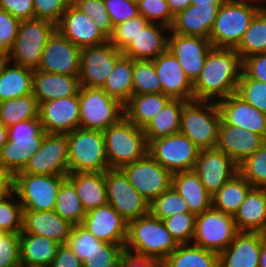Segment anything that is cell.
I'll use <instances>...</instances> for the list:
<instances>
[{
    "instance_id": "6da1fadb",
    "label": "cell",
    "mask_w": 266,
    "mask_h": 267,
    "mask_svg": "<svg viewBox=\"0 0 266 267\" xmlns=\"http://www.w3.org/2000/svg\"><path fill=\"white\" fill-rule=\"evenodd\" d=\"M242 60L233 48L213 47L193 82L194 100L219 101L236 93Z\"/></svg>"
},
{
    "instance_id": "7a4b0ae2",
    "label": "cell",
    "mask_w": 266,
    "mask_h": 267,
    "mask_svg": "<svg viewBox=\"0 0 266 267\" xmlns=\"http://www.w3.org/2000/svg\"><path fill=\"white\" fill-rule=\"evenodd\" d=\"M179 244L167 231L163 220L151 212L128 222L124 250L156 259H165Z\"/></svg>"
},
{
    "instance_id": "3957f363",
    "label": "cell",
    "mask_w": 266,
    "mask_h": 267,
    "mask_svg": "<svg viewBox=\"0 0 266 267\" xmlns=\"http://www.w3.org/2000/svg\"><path fill=\"white\" fill-rule=\"evenodd\" d=\"M46 134L40 119L24 120L8 127V140L0 152L2 170L12 176L22 171L29 158L41 148Z\"/></svg>"
},
{
    "instance_id": "277c9868",
    "label": "cell",
    "mask_w": 266,
    "mask_h": 267,
    "mask_svg": "<svg viewBox=\"0 0 266 267\" xmlns=\"http://www.w3.org/2000/svg\"><path fill=\"white\" fill-rule=\"evenodd\" d=\"M264 7L252 0H230L219 7L209 34L215 48H235L254 16Z\"/></svg>"
},
{
    "instance_id": "5b68a950",
    "label": "cell",
    "mask_w": 266,
    "mask_h": 267,
    "mask_svg": "<svg viewBox=\"0 0 266 267\" xmlns=\"http://www.w3.org/2000/svg\"><path fill=\"white\" fill-rule=\"evenodd\" d=\"M109 168L121 169L148 154V142L142 128L125 116L103 131Z\"/></svg>"
},
{
    "instance_id": "8992f818",
    "label": "cell",
    "mask_w": 266,
    "mask_h": 267,
    "mask_svg": "<svg viewBox=\"0 0 266 267\" xmlns=\"http://www.w3.org/2000/svg\"><path fill=\"white\" fill-rule=\"evenodd\" d=\"M221 115L215 101L191 100L183 105L180 132L200 150L216 147Z\"/></svg>"
},
{
    "instance_id": "52a82bcc",
    "label": "cell",
    "mask_w": 266,
    "mask_h": 267,
    "mask_svg": "<svg viewBox=\"0 0 266 267\" xmlns=\"http://www.w3.org/2000/svg\"><path fill=\"white\" fill-rule=\"evenodd\" d=\"M69 173L105 172L109 168L103 131L76 128L67 133Z\"/></svg>"
},
{
    "instance_id": "ba28073f",
    "label": "cell",
    "mask_w": 266,
    "mask_h": 267,
    "mask_svg": "<svg viewBox=\"0 0 266 267\" xmlns=\"http://www.w3.org/2000/svg\"><path fill=\"white\" fill-rule=\"evenodd\" d=\"M78 97L80 128L104 131L125 116L124 105L102 88L81 86Z\"/></svg>"
},
{
    "instance_id": "9c48e42d",
    "label": "cell",
    "mask_w": 266,
    "mask_h": 267,
    "mask_svg": "<svg viewBox=\"0 0 266 267\" xmlns=\"http://www.w3.org/2000/svg\"><path fill=\"white\" fill-rule=\"evenodd\" d=\"M55 31L56 24L48 20L38 18L20 20L17 37L7 53L9 61L36 70L43 49Z\"/></svg>"
},
{
    "instance_id": "30bf717a",
    "label": "cell",
    "mask_w": 266,
    "mask_h": 267,
    "mask_svg": "<svg viewBox=\"0 0 266 267\" xmlns=\"http://www.w3.org/2000/svg\"><path fill=\"white\" fill-rule=\"evenodd\" d=\"M67 175H33L16 173L13 176V191L23 210L52 211L62 182Z\"/></svg>"
},
{
    "instance_id": "8fae6325",
    "label": "cell",
    "mask_w": 266,
    "mask_h": 267,
    "mask_svg": "<svg viewBox=\"0 0 266 267\" xmlns=\"http://www.w3.org/2000/svg\"><path fill=\"white\" fill-rule=\"evenodd\" d=\"M199 151L181 132L148 143V154L172 174L193 170Z\"/></svg>"
},
{
    "instance_id": "7c38bea8",
    "label": "cell",
    "mask_w": 266,
    "mask_h": 267,
    "mask_svg": "<svg viewBox=\"0 0 266 267\" xmlns=\"http://www.w3.org/2000/svg\"><path fill=\"white\" fill-rule=\"evenodd\" d=\"M238 232L234 217L212 206L197 214L192 244L219 254Z\"/></svg>"
},
{
    "instance_id": "4fadbf2b",
    "label": "cell",
    "mask_w": 266,
    "mask_h": 267,
    "mask_svg": "<svg viewBox=\"0 0 266 267\" xmlns=\"http://www.w3.org/2000/svg\"><path fill=\"white\" fill-rule=\"evenodd\" d=\"M107 202L127 222L150 212L149 202L130 184L121 169L105 171Z\"/></svg>"
},
{
    "instance_id": "5bb4252c",
    "label": "cell",
    "mask_w": 266,
    "mask_h": 267,
    "mask_svg": "<svg viewBox=\"0 0 266 267\" xmlns=\"http://www.w3.org/2000/svg\"><path fill=\"white\" fill-rule=\"evenodd\" d=\"M130 184L149 202L172 187L173 174L149 154L121 168Z\"/></svg>"
},
{
    "instance_id": "9a60e30c",
    "label": "cell",
    "mask_w": 266,
    "mask_h": 267,
    "mask_svg": "<svg viewBox=\"0 0 266 267\" xmlns=\"http://www.w3.org/2000/svg\"><path fill=\"white\" fill-rule=\"evenodd\" d=\"M110 41L97 46L81 48L80 84L88 88H102L116 61L122 56Z\"/></svg>"
},
{
    "instance_id": "2e32d148",
    "label": "cell",
    "mask_w": 266,
    "mask_h": 267,
    "mask_svg": "<svg viewBox=\"0 0 266 267\" xmlns=\"http://www.w3.org/2000/svg\"><path fill=\"white\" fill-rule=\"evenodd\" d=\"M18 173L68 175L67 134L47 133L41 148L29 158L25 168Z\"/></svg>"
},
{
    "instance_id": "e0dca14e",
    "label": "cell",
    "mask_w": 266,
    "mask_h": 267,
    "mask_svg": "<svg viewBox=\"0 0 266 267\" xmlns=\"http://www.w3.org/2000/svg\"><path fill=\"white\" fill-rule=\"evenodd\" d=\"M193 170L211 196L239 173L238 164L216 148L200 150Z\"/></svg>"
},
{
    "instance_id": "ac0fdd59",
    "label": "cell",
    "mask_w": 266,
    "mask_h": 267,
    "mask_svg": "<svg viewBox=\"0 0 266 267\" xmlns=\"http://www.w3.org/2000/svg\"><path fill=\"white\" fill-rule=\"evenodd\" d=\"M80 60L81 48L56 30L43 49L37 70L79 76Z\"/></svg>"
},
{
    "instance_id": "d6986e66",
    "label": "cell",
    "mask_w": 266,
    "mask_h": 267,
    "mask_svg": "<svg viewBox=\"0 0 266 267\" xmlns=\"http://www.w3.org/2000/svg\"><path fill=\"white\" fill-rule=\"evenodd\" d=\"M213 48L208 38L185 36L169 32L167 49L175 56L192 83L199 76L209 51Z\"/></svg>"
},
{
    "instance_id": "ffe728a7",
    "label": "cell",
    "mask_w": 266,
    "mask_h": 267,
    "mask_svg": "<svg viewBox=\"0 0 266 267\" xmlns=\"http://www.w3.org/2000/svg\"><path fill=\"white\" fill-rule=\"evenodd\" d=\"M79 97L73 95L39 105V119L47 133L67 134L79 127Z\"/></svg>"
},
{
    "instance_id": "44dd1931",
    "label": "cell",
    "mask_w": 266,
    "mask_h": 267,
    "mask_svg": "<svg viewBox=\"0 0 266 267\" xmlns=\"http://www.w3.org/2000/svg\"><path fill=\"white\" fill-rule=\"evenodd\" d=\"M81 225L102 242L126 243L128 222L108 203L88 211Z\"/></svg>"
},
{
    "instance_id": "7402d4cb",
    "label": "cell",
    "mask_w": 266,
    "mask_h": 267,
    "mask_svg": "<svg viewBox=\"0 0 266 267\" xmlns=\"http://www.w3.org/2000/svg\"><path fill=\"white\" fill-rule=\"evenodd\" d=\"M56 30L80 48L97 46L109 41L95 22L73 4H70L61 16L56 24Z\"/></svg>"
},
{
    "instance_id": "603a6c76",
    "label": "cell",
    "mask_w": 266,
    "mask_h": 267,
    "mask_svg": "<svg viewBox=\"0 0 266 267\" xmlns=\"http://www.w3.org/2000/svg\"><path fill=\"white\" fill-rule=\"evenodd\" d=\"M153 63L163 94L171 99L194 100L193 83L170 50L158 55Z\"/></svg>"
},
{
    "instance_id": "cb8c5ba5",
    "label": "cell",
    "mask_w": 266,
    "mask_h": 267,
    "mask_svg": "<svg viewBox=\"0 0 266 267\" xmlns=\"http://www.w3.org/2000/svg\"><path fill=\"white\" fill-rule=\"evenodd\" d=\"M221 120L228 125L247 129L266 140V114L245 102L236 93L216 102Z\"/></svg>"
},
{
    "instance_id": "d4e9b609",
    "label": "cell",
    "mask_w": 266,
    "mask_h": 267,
    "mask_svg": "<svg viewBox=\"0 0 266 267\" xmlns=\"http://www.w3.org/2000/svg\"><path fill=\"white\" fill-rule=\"evenodd\" d=\"M265 141L259 134L225 124L221 120L215 148L231 157L239 165L253 155Z\"/></svg>"
},
{
    "instance_id": "484cf974",
    "label": "cell",
    "mask_w": 266,
    "mask_h": 267,
    "mask_svg": "<svg viewBox=\"0 0 266 267\" xmlns=\"http://www.w3.org/2000/svg\"><path fill=\"white\" fill-rule=\"evenodd\" d=\"M262 232L239 231L228 247L219 253V267H259Z\"/></svg>"
},
{
    "instance_id": "4316f807",
    "label": "cell",
    "mask_w": 266,
    "mask_h": 267,
    "mask_svg": "<svg viewBox=\"0 0 266 267\" xmlns=\"http://www.w3.org/2000/svg\"><path fill=\"white\" fill-rule=\"evenodd\" d=\"M73 224L52 211L23 210L22 232L31 233L65 244Z\"/></svg>"
},
{
    "instance_id": "83f0119b",
    "label": "cell",
    "mask_w": 266,
    "mask_h": 267,
    "mask_svg": "<svg viewBox=\"0 0 266 267\" xmlns=\"http://www.w3.org/2000/svg\"><path fill=\"white\" fill-rule=\"evenodd\" d=\"M218 10L219 6L213 3L190 5L174 17L170 31L175 34L209 39Z\"/></svg>"
},
{
    "instance_id": "f1b7e54d",
    "label": "cell",
    "mask_w": 266,
    "mask_h": 267,
    "mask_svg": "<svg viewBox=\"0 0 266 267\" xmlns=\"http://www.w3.org/2000/svg\"><path fill=\"white\" fill-rule=\"evenodd\" d=\"M169 32L170 28L149 22L122 51V54L133 60H154L167 49Z\"/></svg>"
},
{
    "instance_id": "f546056e",
    "label": "cell",
    "mask_w": 266,
    "mask_h": 267,
    "mask_svg": "<svg viewBox=\"0 0 266 267\" xmlns=\"http://www.w3.org/2000/svg\"><path fill=\"white\" fill-rule=\"evenodd\" d=\"M81 87L79 76L33 71V95L38 104L78 95Z\"/></svg>"
},
{
    "instance_id": "4dcf8cb0",
    "label": "cell",
    "mask_w": 266,
    "mask_h": 267,
    "mask_svg": "<svg viewBox=\"0 0 266 267\" xmlns=\"http://www.w3.org/2000/svg\"><path fill=\"white\" fill-rule=\"evenodd\" d=\"M238 231L266 234V189L253 187L234 215Z\"/></svg>"
},
{
    "instance_id": "1f68e13d",
    "label": "cell",
    "mask_w": 266,
    "mask_h": 267,
    "mask_svg": "<svg viewBox=\"0 0 266 267\" xmlns=\"http://www.w3.org/2000/svg\"><path fill=\"white\" fill-rule=\"evenodd\" d=\"M67 179L75 186L86 213L108 203L105 172L69 173Z\"/></svg>"
},
{
    "instance_id": "d6a6232c",
    "label": "cell",
    "mask_w": 266,
    "mask_h": 267,
    "mask_svg": "<svg viewBox=\"0 0 266 267\" xmlns=\"http://www.w3.org/2000/svg\"><path fill=\"white\" fill-rule=\"evenodd\" d=\"M60 244L53 239L31 233H20L21 266L50 267Z\"/></svg>"
},
{
    "instance_id": "836d02e7",
    "label": "cell",
    "mask_w": 266,
    "mask_h": 267,
    "mask_svg": "<svg viewBox=\"0 0 266 267\" xmlns=\"http://www.w3.org/2000/svg\"><path fill=\"white\" fill-rule=\"evenodd\" d=\"M172 187L185 199L190 212L197 215L212 207V196L194 170L174 173Z\"/></svg>"
},
{
    "instance_id": "e575fe53",
    "label": "cell",
    "mask_w": 266,
    "mask_h": 267,
    "mask_svg": "<svg viewBox=\"0 0 266 267\" xmlns=\"http://www.w3.org/2000/svg\"><path fill=\"white\" fill-rule=\"evenodd\" d=\"M33 71L8 60L0 75V102L31 94Z\"/></svg>"
},
{
    "instance_id": "d590c367",
    "label": "cell",
    "mask_w": 266,
    "mask_h": 267,
    "mask_svg": "<svg viewBox=\"0 0 266 267\" xmlns=\"http://www.w3.org/2000/svg\"><path fill=\"white\" fill-rule=\"evenodd\" d=\"M187 101L170 99L156 116L143 128L146 140L173 135L180 132L181 113Z\"/></svg>"
},
{
    "instance_id": "8d00e7d4",
    "label": "cell",
    "mask_w": 266,
    "mask_h": 267,
    "mask_svg": "<svg viewBox=\"0 0 266 267\" xmlns=\"http://www.w3.org/2000/svg\"><path fill=\"white\" fill-rule=\"evenodd\" d=\"M170 99L163 93L132 95L124 105L125 117L143 129Z\"/></svg>"
},
{
    "instance_id": "74e56055",
    "label": "cell",
    "mask_w": 266,
    "mask_h": 267,
    "mask_svg": "<svg viewBox=\"0 0 266 267\" xmlns=\"http://www.w3.org/2000/svg\"><path fill=\"white\" fill-rule=\"evenodd\" d=\"M253 186L237 173L212 196V206L234 217Z\"/></svg>"
},
{
    "instance_id": "f35d334b",
    "label": "cell",
    "mask_w": 266,
    "mask_h": 267,
    "mask_svg": "<svg viewBox=\"0 0 266 267\" xmlns=\"http://www.w3.org/2000/svg\"><path fill=\"white\" fill-rule=\"evenodd\" d=\"M102 89L125 105L133 95V59L122 55Z\"/></svg>"
},
{
    "instance_id": "ab89813d",
    "label": "cell",
    "mask_w": 266,
    "mask_h": 267,
    "mask_svg": "<svg viewBox=\"0 0 266 267\" xmlns=\"http://www.w3.org/2000/svg\"><path fill=\"white\" fill-rule=\"evenodd\" d=\"M166 267H219V254L194 244H179L166 258Z\"/></svg>"
},
{
    "instance_id": "60d3db41",
    "label": "cell",
    "mask_w": 266,
    "mask_h": 267,
    "mask_svg": "<svg viewBox=\"0 0 266 267\" xmlns=\"http://www.w3.org/2000/svg\"><path fill=\"white\" fill-rule=\"evenodd\" d=\"M31 119H39V104L33 93L0 102V123L6 127Z\"/></svg>"
},
{
    "instance_id": "b9f144b4",
    "label": "cell",
    "mask_w": 266,
    "mask_h": 267,
    "mask_svg": "<svg viewBox=\"0 0 266 267\" xmlns=\"http://www.w3.org/2000/svg\"><path fill=\"white\" fill-rule=\"evenodd\" d=\"M234 49L241 60L250 55L266 53V6L254 16L239 44Z\"/></svg>"
},
{
    "instance_id": "7bdbcfd3",
    "label": "cell",
    "mask_w": 266,
    "mask_h": 267,
    "mask_svg": "<svg viewBox=\"0 0 266 267\" xmlns=\"http://www.w3.org/2000/svg\"><path fill=\"white\" fill-rule=\"evenodd\" d=\"M54 211L73 225L81 224L86 215L75 186L67 178L57 193Z\"/></svg>"
},
{
    "instance_id": "ee69618b",
    "label": "cell",
    "mask_w": 266,
    "mask_h": 267,
    "mask_svg": "<svg viewBox=\"0 0 266 267\" xmlns=\"http://www.w3.org/2000/svg\"><path fill=\"white\" fill-rule=\"evenodd\" d=\"M162 93L153 60H133V95Z\"/></svg>"
},
{
    "instance_id": "f6af8a7d",
    "label": "cell",
    "mask_w": 266,
    "mask_h": 267,
    "mask_svg": "<svg viewBox=\"0 0 266 267\" xmlns=\"http://www.w3.org/2000/svg\"><path fill=\"white\" fill-rule=\"evenodd\" d=\"M239 173L255 188L266 189V141L238 165Z\"/></svg>"
},
{
    "instance_id": "bcb514c9",
    "label": "cell",
    "mask_w": 266,
    "mask_h": 267,
    "mask_svg": "<svg viewBox=\"0 0 266 267\" xmlns=\"http://www.w3.org/2000/svg\"><path fill=\"white\" fill-rule=\"evenodd\" d=\"M23 208L12 191L5 199L0 201V232H22Z\"/></svg>"
},
{
    "instance_id": "7dc6e473",
    "label": "cell",
    "mask_w": 266,
    "mask_h": 267,
    "mask_svg": "<svg viewBox=\"0 0 266 267\" xmlns=\"http://www.w3.org/2000/svg\"><path fill=\"white\" fill-rule=\"evenodd\" d=\"M150 212L163 220L177 213L190 212L185 199L171 187L150 203Z\"/></svg>"
},
{
    "instance_id": "c3c4849f",
    "label": "cell",
    "mask_w": 266,
    "mask_h": 267,
    "mask_svg": "<svg viewBox=\"0 0 266 267\" xmlns=\"http://www.w3.org/2000/svg\"><path fill=\"white\" fill-rule=\"evenodd\" d=\"M196 214L177 213L163 219L167 231L178 244H191L195 234Z\"/></svg>"
},
{
    "instance_id": "681fc988",
    "label": "cell",
    "mask_w": 266,
    "mask_h": 267,
    "mask_svg": "<svg viewBox=\"0 0 266 267\" xmlns=\"http://www.w3.org/2000/svg\"><path fill=\"white\" fill-rule=\"evenodd\" d=\"M236 94L245 102L266 114V83L248 78L241 72Z\"/></svg>"
},
{
    "instance_id": "f907efd6",
    "label": "cell",
    "mask_w": 266,
    "mask_h": 267,
    "mask_svg": "<svg viewBox=\"0 0 266 267\" xmlns=\"http://www.w3.org/2000/svg\"><path fill=\"white\" fill-rule=\"evenodd\" d=\"M101 243L102 241L95 238L81 224H76L73 225L71 233L65 244L83 263Z\"/></svg>"
},
{
    "instance_id": "816d5d0a",
    "label": "cell",
    "mask_w": 266,
    "mask_h": 267,
    "mask_svg": "<svg viewBox=\"0 0 266 267\" xmlns=\"http://www.w3.org/2000/svg\"><path fill=\"white\" fill-rule=\"evenodd\" d=\"M73 5L89 16V18L95 22L98 29L110 39L114 27L111 24L107 8L103 0H76Z\"/></svg>"
},
{
    "instance_id": "f5cc1de1",
    "label": "cell",
    "mask_w": 266,
    "mask_h": 267,
    "mask_svg": "<svg viewBox=\"0 0 266 267\" xmlns=\"http://www.w3.org/2000/svg\"><path fill=\"white\" fill-rule=\"evenodd\" d=\"M125 244L102 242L83 262V267H120Z\"/></svg>"
},
{
    "instance_id": "db71d44e",
    "label": "cell",
    "mask_w": 266,
    "mask_h": 267,
    "mask_svg": "<svg viewBox=\"0 0 266 267\" xmlns=\"http://www.w3.org/2000/svg\"><path fill=\"white\" fill-rule=\"evenodd\" d=\"M139 15L150 23H157L171 28L174 16L166 0H136Z\"/></svg>"
},
{
    "instance_id": "11a10c76",
    "label": "cell",
    "mask_w": 266,
    "mask_h": 267,
    "mask_svg": "<svg viewBox=\"0 0 266 267\" xmlns=\"http://www.w3.org/2000/svg\"><path fill=\"white\" fill-rule=\"evenodd\" d=\"M148 23L149 22L141 15L120 23L114 27L113 34L109 41L116 49L123 51Z\"/></svg>"
},
{
    "instance_id": "9f6ffc18",
    "label": "cell",
    "mask_w": 266,
    "mask_h": 267,
    "mask_svg": "<svg viewBox=\"0 0 266 267\" xmlns=\"http://www.w3.org/2000/svg\"><path fill=\"white\" fill-rule=\"evenodd\" d=\"M20 234L0 233V267H19Z\"/></svg>"
},
{
    "instance_id": "6f0895ef",
    "label": "cell",
    "mask_w": 266,
    "mask_h": 267,
    "mask_svg": "<svg viewBox=\"0 0 266 267\" xmlns=\"http://www.w3.org/2000/svg\"><path fill=\"white\" fill-rule=\"evenodd\" d=\"M113 27L139 16L136 0H103Z\"/></svg>"
},
{
    "instance_id": "680465c9",
    "label": "cell",
    "mask_w": 266,
    "mask_h": 267,
    "mask_svg": "<svg viewBox=\"0 0 266 267\" xmlns=\"http://www.w3.org/2000/svg\"><path fill=\"white\" fill-rule=\"evenodd\" d=\"M70 4L68 0H33L34 18L57 24Z\"/></svg>"
},
{
    "instance_id": "91938a15",
    "label": "cell",
    "mask_w": 266,
    "mask_h": 267,
    "mask_svg": "<svg viewBox=\"0 0 266 267\" xmlns=\"http://www.w3.org/2000/svg\"><path fill=\"white\" fill-rule=\"evenodd\" d=\"M20 20L9 12L0 9V47L7 53L11 50L17 37Z\"/></svg>"
},
{
    "instance_id": "94428289",
    "label": "cell",
    "mask_w": 266,
    "mask_h": 267,
    "mask_svg": "<svg viewBox=\"0 0 266 267\" xmlns=\"http://www.w3.org/2000/svg\"><path fill=\"white\" fill-rule=\"evenodd\" d=\"M242 72L248 78L266 83V53H258L244 58Z\"/></svg>"
},
{
    "instance_id": "6125c7cd",
    "label": "cell",
    "mask_w": 266,
    "mask_h": 267,
    "mask_svg": "<svg viewBox=\"0 0 266 267\" xmlns=\"http://www.w3.org/2000/svg\"><path fill=\"white\" fill-rule=\"evenodd\" d=\"M0 9L19 20L34 18L33 0H0Z\"/></svg>"
},
{
    "instance_id": "be15d7a7",
    "label": "cell",
    "mask_w": 266,
    "mask_h": 267,
    "mask_svg": "<svg viewBox=\"0 0 266 267\" xmlns=\"http://www.w3.org/2000/svg\"><path fill=\"white\" fill-rule=\"evenodd\" d=\"M120 267H166V259H151L124 250L120 257Z\"/></svg>"
},
{
    "instance_id": "e7e4bbea",
    "label": "cell",
    "mask_w": 266,
    "mask_h": 267,
    "mask_svg": "<svg viewBox=\"0 0 266 267\" xmlns=\"http://www.w3.org/2000/svg\"><path fill=\"white\" fill-rule=\"evenodd\" d=\"M50 267H83V263L66 244H61Z\"/></svg>"
},
{
    "instance_id": "03108f58",
    "label": "cell",
    "mask_w": 266,
    "mask_h": 267,
    "mask_svg": "<svg viewBox=\"0 0 266 267\" xmlns=\"http://www.w3.org/2000/svg\"><path fill=\"white\" fill-rule=\"evenodd\" d=\"M13 191V176L5 173L0 177V201Z\"/></svg>"
},
{
    "instance_id": "003e7915",
    "label": "cell",
    "mask_w": 266,
    "mask_h": 267,
    "mask_svg": "<svg viewBox=\"0 0 266 267\" xmlns=\"http://www.w3.org/2000/svg\"><path fill=\"white\" fill-rule=\"evenodd\" d=\"M171 14L175 17L191 5V0H166Z\"/></svg>"
},
{
    "instance_id": "a7ac6f4b",
    "label": "cell",
    "mask_w": 266,
    "mask_h": 267,
    "mask_svg": "<svg viewBox=\"0 0 266 267\" xmlns=\"http://www.w3.org/2000/svg\"><path fill=\"white\" fill-rule=\"evenodd\" d=\"M230 0H191V5H207L209 3L217 4L219 7Z\"/></svg>"
},
{
    "instance_id": "89a4df30",
    "label": "cell",
    "mask_w": 266,
    "mask_h": 267,
    "mask_svg": "<svg viewBox=\"0 0 266 267\" xmlns=\"http://www.w3.org/2000/svg\"><path fill=\"white\" fill-rule=\"evenodd\" d=\"M7 140H8V127L0 123V152L2 146L7 142Z\"/></svg>"
},
{
    "instance_id": "2644e50d",
    "label": "cell",
    "mask_w": 266,
    "mask_h": 267,
    "mask_svg": "<svg viewBox=\"0 0 266 267\" xmlns=\"http://www.w3.org/2000/svg\"><path fill=\"white\" fill-rule=\"evenodd\" d=\"M259 267H266V237L262 241Z\"/></svg>"
},
{
    "instance_id": "8c879c8a",
    "label": "cell",
    "mask_w": 266,
    "mask_h": 267,
    "mask_svg": "<svg viewBox=\"0 0 266 267\" xmlns=\"http://www.w3.org/2000/svg\"><path fill=\"white\" fill-rule=\"evenodd\" d=\"M8 60H9L8 58H0V75L3 70V67L5 66Z\"/></svg>"
},
{
    "instance_id": "753ad0ef",
    "label": "cell",
    "mask_w": 266,
    "mask_h": 267,
    "mask_svg": "<svg viewBox=\"0 0 266 267\" xmlns=\"http://www.w3.org/2000/svg\"><path fill=\"white\" fill-rule=\"evenodd\" d=\"M0 58H8L7 52L0 47Z\"/></svg>"
},
{
    "instance_id": "34e18365",
    "label": "cell",
    "mask_w": 266,
    "mask_h": 267,
    "mask_svg": "<svg viewBox=\"0 0 266 267\" xmlns=\"http://www.w3.org/2000/svg\"><path fill=\"white\" fill-rule=\"evenodd\" d=\"M261 3L262 5L265 6L266 0H252Z\"/></svg>"
},
{
    "instance_id": "11e5206c",
    "label": "cell",
    "mask_w": 266,
    "mask_h": 267,
    "mask_svg": "<svg viewBox=\"0 0 266 267\" xmlns=\"http://www.w3.org/2000/svg\"><path fill=\"white\" fill-rule=\"evenodd\" d=\"M5 174V172L2 170L1 165H0V177H2Z\"/></svg>"
},
{
    "instance_id": "2a66077c",
    "label": "cell",
    "mask_w": 266,
    "mask_h": 267,
    "mask_svg": "<svg viewBox=\"0 0 266 267\" xmlns=\"http://www.w3.org/2000/svg\"><path fill=\"white\" fill-rule=\"evenodd\" d=\"M71 4H73L76 0H68Z\"/></svg>"
}]
</instances>
